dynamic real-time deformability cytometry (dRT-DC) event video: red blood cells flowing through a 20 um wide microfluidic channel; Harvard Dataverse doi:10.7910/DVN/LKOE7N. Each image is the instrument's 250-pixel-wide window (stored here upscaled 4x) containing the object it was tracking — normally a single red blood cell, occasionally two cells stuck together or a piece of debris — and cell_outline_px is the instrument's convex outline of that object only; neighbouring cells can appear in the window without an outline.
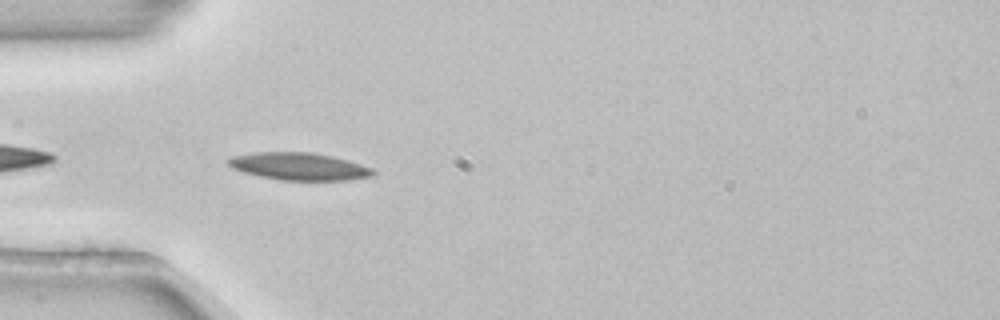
{"species": "common noctule bat (a hibernating species)", "species_latin": "Nyctalus noctula", "temperature_condition": "room temperature", "stored_images_in_passage": 6, "camera_frame_rate_fps": 3000, "um_per_image_px": 0.085, "animal": {"sex": "female", "body_mass_g": 22.7, "forearm_length_mm": 54.2}, "frame": {"image": 1, "passage_image": 5, "time_ms": 1.333, "image_size_px": [1000, 320], "cell_outline_px": [[376, 172], [372, 176], [344, 180], [280, 180], [260, 176], [244, 172], [232, 168], [228, 164], [228, 160], [232, 156], [256, 152], [312, 152], [332, 156], [360, 164], [372, 168]], "centroid_in_image_um": [25.41, 14.14], "position_along_channel_um": 59.6, "area_um2": 22.95}}